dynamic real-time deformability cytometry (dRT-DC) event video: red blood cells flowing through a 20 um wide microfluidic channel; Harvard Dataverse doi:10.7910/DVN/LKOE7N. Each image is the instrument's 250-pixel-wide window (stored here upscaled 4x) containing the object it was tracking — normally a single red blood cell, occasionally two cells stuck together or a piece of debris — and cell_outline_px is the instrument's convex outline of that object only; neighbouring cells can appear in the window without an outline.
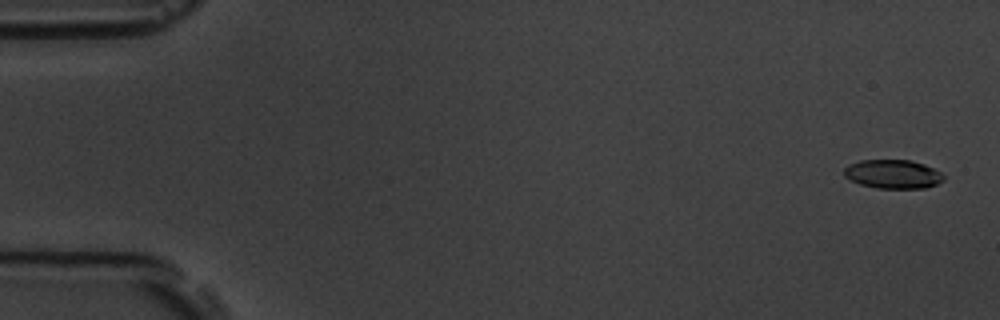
{"species": "common noctule bat (a hibernating species)", "species_latin": "Nyctalus noctula", "temperature_condition": "room temperature", "stored_images_in_passage": 15, "camera_frame_rate_fps": 3000, "um_per_image_px": 0.085, "animal": {"sex": "male", "body_mass_g": 19.5, "forearm_length_mm": 54.6}, "frame": {"image": 1, "passage_image": 1, "time_ms": 0.0, "image_size_px": [1000, 320], "cell_outline_px": [[944, 180], [936, 184], [924, 188], [876, 188], [860, 184], [844, 176], [844, 168], [848, 164], [860, 160], [912, 160], [924, 164], [940, 172], [944, 176]], "centroid_in_image_um": [75.88, 14.79], "position_along_channel_um": 9.1, "area_um2": 16.7}}
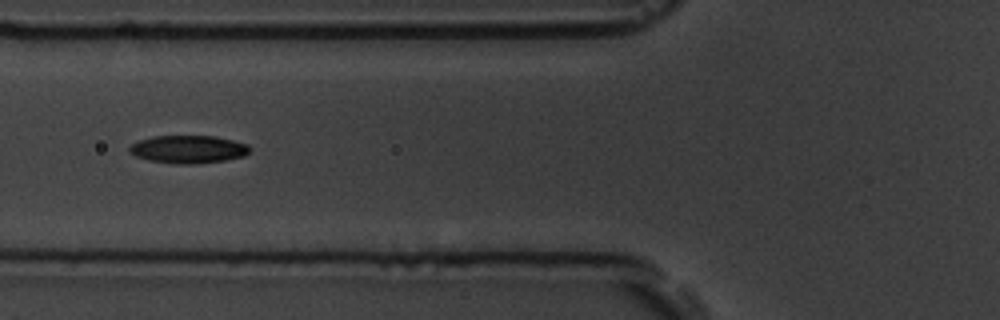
{"frame": {"image": 2, "passage_image": 6, "time_ms": 6.667, "image_size_px": [1000, 320], "cell_outline_px": [[248, 152], [244, 156], [224, 160], [196, 164], [176, 164], [148, 160], [136, 156], [128, 152], [128, 148], [132, 144], [140, 140], [152, 136], [216, 136], [248, 144]], "centroid_in_image_um": [15.97, 12.69], "position_along_channel_um": 109.8, "area_um2": 19.48}}
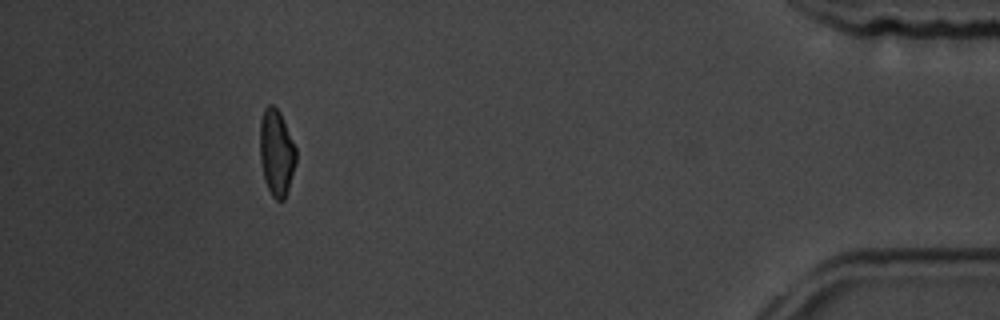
{"frame": {"image": 3, "passage_image": 14, "time_ms": 16.667, "image_size_px": [1000, 320], "cell_outline_px": [[296, 160], [288, 188], [284, 200], [276, 200], [272, 196], [264, 180], [260, 160], [260, 120], [264, 108], [268, 104], [272, 104], [280, 112], [296, 148]], "centroid_in_image_um": [23.48, 12.95], "position_along_channel_um": 411.7, "area_um2": 18.09}, "authors_computed_cell_mechanics": {"area_um2": 18.3804, "velocity_mm_per_s": 3.6298, "shape_relaxation_time_tau1_ms": 3.9223, "shape_relaxation_time_tau2_ms": 5.3287, "deformation_change_tau1": 0.1347, "deformation_change_tau2": 0.1058}}